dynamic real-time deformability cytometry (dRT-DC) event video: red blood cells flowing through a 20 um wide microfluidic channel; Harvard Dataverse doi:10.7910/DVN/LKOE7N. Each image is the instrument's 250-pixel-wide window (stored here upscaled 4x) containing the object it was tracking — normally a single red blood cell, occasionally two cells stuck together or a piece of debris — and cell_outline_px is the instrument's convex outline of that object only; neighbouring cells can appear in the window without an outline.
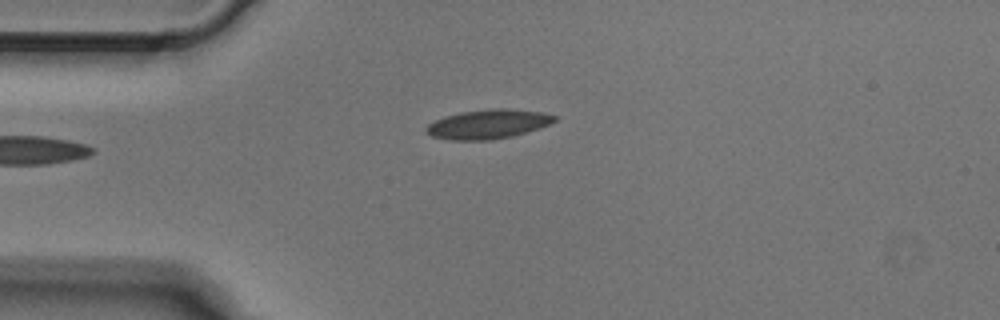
{"species": "Egyptian fruit bat (a non-hibernating species)", "species_latin": "Rousettus aegyptiacus", "temperature_condition": "cold", "stored_images_in_passage": 2, "camera_frame_rate_fps": 3000, "um_per_image_px": 0.085, "animal": {"sex": "male"}, "frame": {"image": 1, "passage_image": 2, "time_ms": 0.333, "image_size_px": [1000, 320], "cell_outline_px": [[556, 120], [540, 128], [512, 136], [492, 140], [452, 140], [432, 136], [424, 132], [424, 128], [428, 124], [444, 116], [460, 112], [492, 108], [508, 108], [544, 112], [556, 116]], "centroid_in_image_um": [41.47, 10.54], "position_along_channel_um": 43.5, "area_um2": 22.02}}